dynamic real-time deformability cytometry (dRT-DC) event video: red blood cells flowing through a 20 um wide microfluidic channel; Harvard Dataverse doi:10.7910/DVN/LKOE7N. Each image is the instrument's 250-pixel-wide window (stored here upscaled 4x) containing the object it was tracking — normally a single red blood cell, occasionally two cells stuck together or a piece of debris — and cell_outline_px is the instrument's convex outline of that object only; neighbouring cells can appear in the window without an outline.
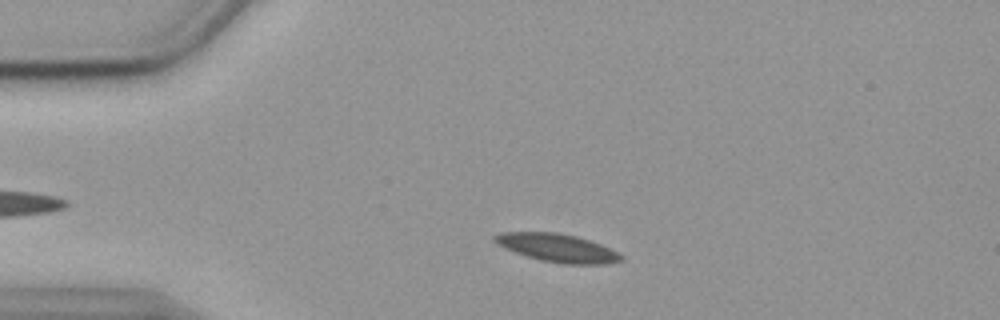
{"species": "common noctule bat (a hibernating species)", "species_latin": "Nyctalus noctula", "temperature_condition": "cold", "stored_images_in_passage": 45, "camera_frame_rate_fps": 3000, "um_per_image_px": 0.085, "animal": {"sex": "female", "body_mass_g": 19.9}, "frame": {"image": 1, "passage_image": 7, "time_ms": 2.0, "image_size_px": [1000, 320], "cell_outline_px": [[624, 260], [608, 264], [564, 264], [540, 260], [504, 248], [496, 244], [492, 240], [492, 236], [500, 232], [556, 232], [576, 236], [600, 244], [624, 256]], "centroid_in_image_um": [47.35, 21.07], "position_along_channel_um": 37.6, "area_um2": 20.75}}
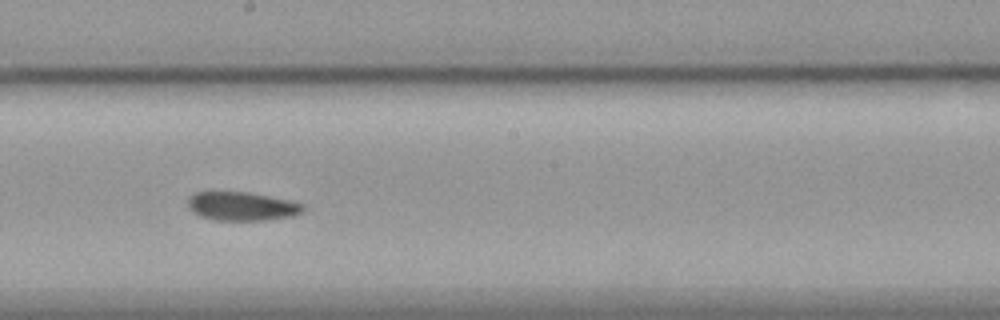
{"frame": {"image": 2, "passage_image": 26, "time_ms": 8.333, "image_size_px": [1000, 320], "cell_outline_px": [[304, 212], [292, 216], [264, 220], [212, 220], [200, 216], [192, 212], [188, 208], [188, 196], [196, 192], [248, 192], [288, 200], [304, 204]], "centroid_in_image_um": [20.53, 17.53], "position_along_channel_um": 227.7, "area_um2": 19.31}}
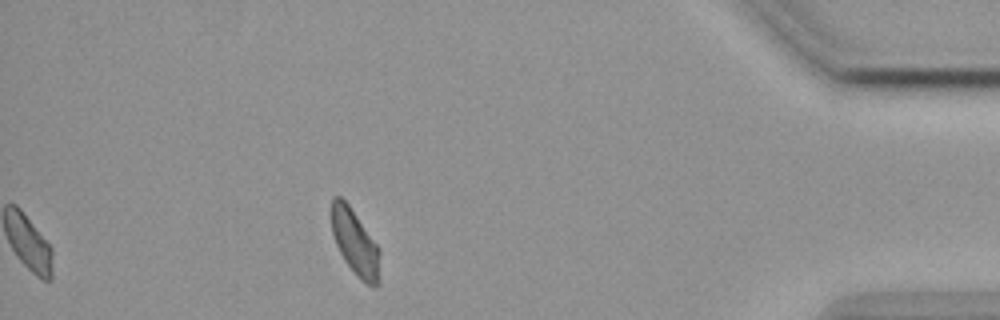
{"frame": {"image": 3, "passage_image": 45, "time_ms": 14.667, "image_size_px": [1000, 320], "cell_outline_px": [[380, 284], [372, 288], [360, 280], [356, 276], [344, 260], [336, 244], [332, 232], [332, 196], [340, 196], [348, 204], [376, 244], [380, 252]], "centroid_in_image_um": [30.21, 20.69], "position_along_channel_um": 405.0, "area_um2": 18.5}, "authors_computed_cell_mechanics": {"area_um2": 19.7098, "velocity_mm_per_s": 3.5323, "shape_relaxation_time_tau1_ms": null, "shape_relaxation_time_tau2_ms": 9.262, "deformation_change_tau1": null, "deformation_change_tau2": 0.1708}}